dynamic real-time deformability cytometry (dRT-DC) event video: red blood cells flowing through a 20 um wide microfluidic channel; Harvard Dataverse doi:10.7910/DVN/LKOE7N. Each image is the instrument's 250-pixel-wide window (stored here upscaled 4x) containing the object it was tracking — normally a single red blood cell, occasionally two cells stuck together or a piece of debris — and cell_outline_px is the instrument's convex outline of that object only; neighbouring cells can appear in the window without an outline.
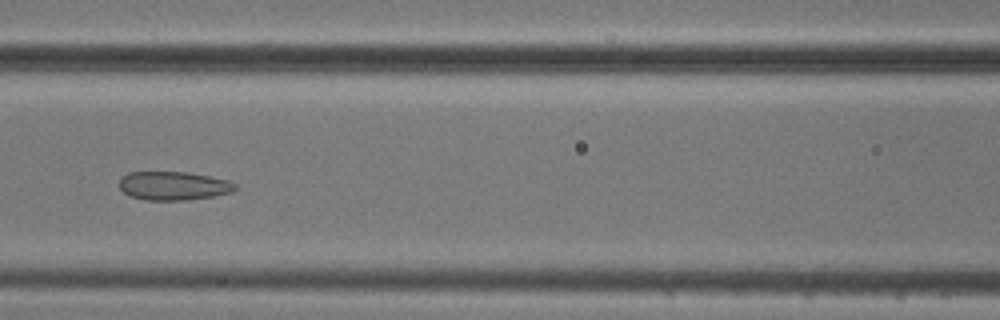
{"species": "common noctule bat (a hibernating species)", "species_latin": "Nyctalus noctula", "temperature_condition": "cold", "stored_images_in_passage": 10, "camera_frame_rate_fps": 3000, "um_per_image_px": 0.085, "animal": {"sex": "male", "body_mass_g": 20.5, "forearm_length_mm": 52.5}, "frame": {"image": 1, "passage_image": 6, "time_ms": 6.667, "image_size_px": [1000, 320], "cell_outline_px": [[240, 188], [232, 192], [212, 196], [188, 200], [148, 200], [132, 196], [124, 192], [120, 188], [120, 176], [128, 172], [188, 172], [228, 180], [236, 184]], "centroid_in_image_um": [14.77, 15.78], "position_along_channel_um": 151.8, "area_um2": 19.36}}
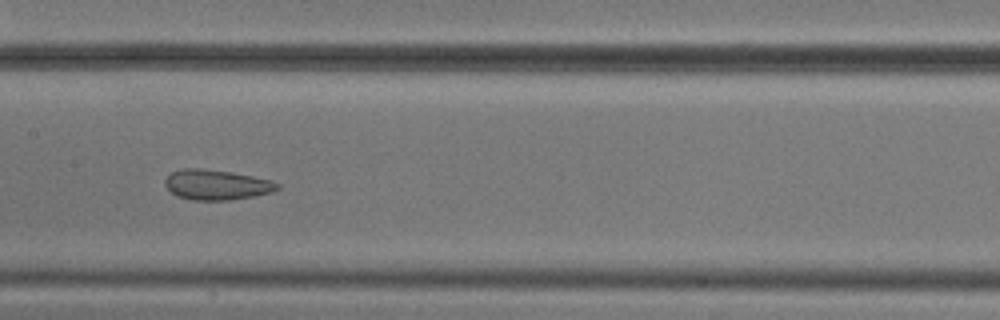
{"frame": {"image": 2, "passage_image": 7, "time_ms": 7.667, "image_size_px": [1000, 320], "cell_outline_px": [[280, 188], [272, 192], [256, 196], [228, 200], [192, 200], [180, 196], [172, 192], [164, 184], [164, 180], [172, 172], [184, 168], [200, 168], [232, 172], [272, 180], [280, 184]], "centroid_in_image_um": [18.45, 15.7], "position_along_channel_um": 189.0, "area_um2": 19.71}}
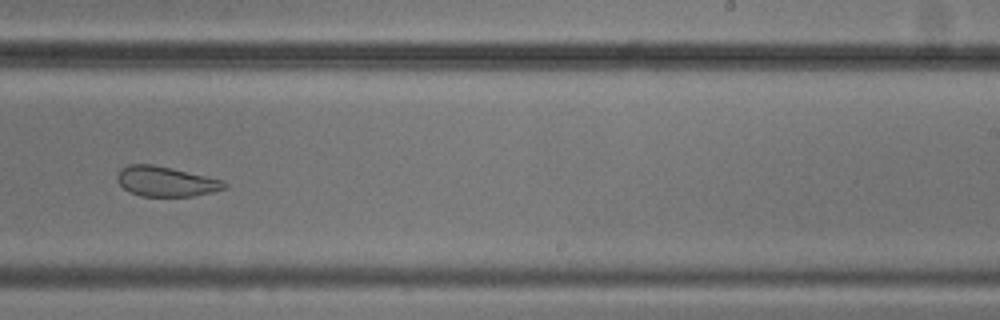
{"frame": {"image": 3, "passage_image": 9, "time_ms": 10.0, "image_size_px": [1000, 320], "cell_outline_px": [[228, 188], [212, 192], [192, 196], [140, 196], [128, 192], [116, 180], [116, 176], [120, 168], [128, 164], [152, 164], [172, 168], [224, 180], [228, 184]], "centroid_in_image_um": [14.09, 15.42], "position_along_channel_um": 274.9, "area_um2": 18.96}}